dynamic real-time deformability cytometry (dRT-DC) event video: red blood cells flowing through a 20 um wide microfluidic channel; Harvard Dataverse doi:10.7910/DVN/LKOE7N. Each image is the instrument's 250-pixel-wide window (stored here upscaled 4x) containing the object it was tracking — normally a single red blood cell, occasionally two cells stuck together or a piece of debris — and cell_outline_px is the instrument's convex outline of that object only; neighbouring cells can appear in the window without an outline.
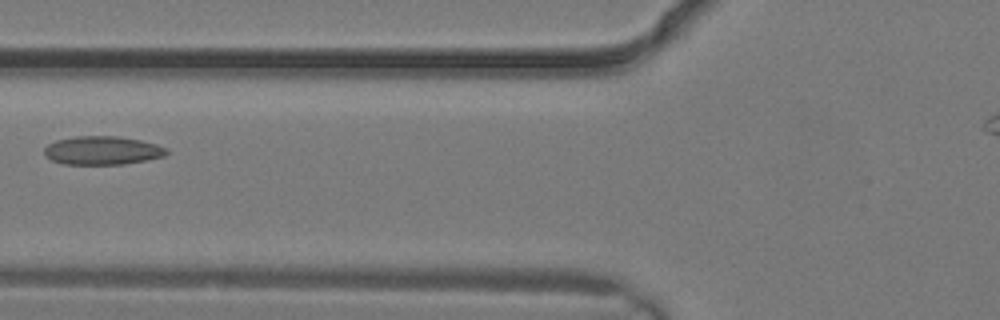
{"species": "common noctule bat (a hibernating species)", "species_latin": "Nyctalus noctula", "temperature_condition": "warm", "stored_images_in_passage": 3, "camera_frame_rate_fps": 3000, "um_per_image_px": 0.085, "animal": {"sex": "male", "body_mass_g": 19.2, "forearm_length_mm": 51.8}, "frame": {"image": 1, "passage_image": 3, "time_ms": 0.667, "image_size_px": [1000, 320], "cell_outline_px": [[168, 152], [164, 156], [124, 164], [64, 164], [52, 160], [44, 156], [44, 148], [48, 144], [56, 140], [76, 136], [116, 136], [140, 140], [156, 144], [168, 148]], "centroid_in_image_um": [8.68, 12.78], "position_along_channel_um": 117.1, "area_um2": 20.29}}